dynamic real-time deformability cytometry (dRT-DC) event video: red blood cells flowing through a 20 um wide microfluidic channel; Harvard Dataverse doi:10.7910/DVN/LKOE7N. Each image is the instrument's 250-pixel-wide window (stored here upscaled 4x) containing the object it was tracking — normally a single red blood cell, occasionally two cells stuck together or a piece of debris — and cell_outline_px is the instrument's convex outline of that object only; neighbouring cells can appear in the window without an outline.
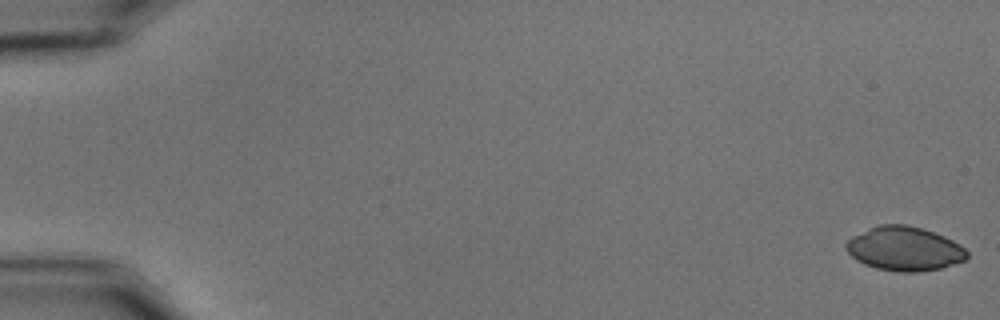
{"species": "common noctule bat (a hibernating species)", "species_latin": "Nyctalus noctula", "temperature_condition": "cold", "stored_images_in_passage": 58, "camera_frame_rate_fps": 3000, "um_per_image_px": 0.085, "animal": {"sex": "male", "body_mass_g": 15.6}, "frame": {"image": 1, "passage_image": 1, "time_ms": 0.0, "image_size_px": [1000, 320], "cell_outline_px": [[968, 256], [964, 260], [940, 268], [916, 272], [896, 272], [876, 268], [864, 264], [856, 260], [844, 248], [844, 244], [852, 236], [868, 228], [880, 224], [904, 224], [924, 228], [944, 236], [960, 244], [968, 252]], "centroid_in_image_um": [76.85, 21.13], "position_along_channel_um": 8.2, "area_um2": 31.21}}
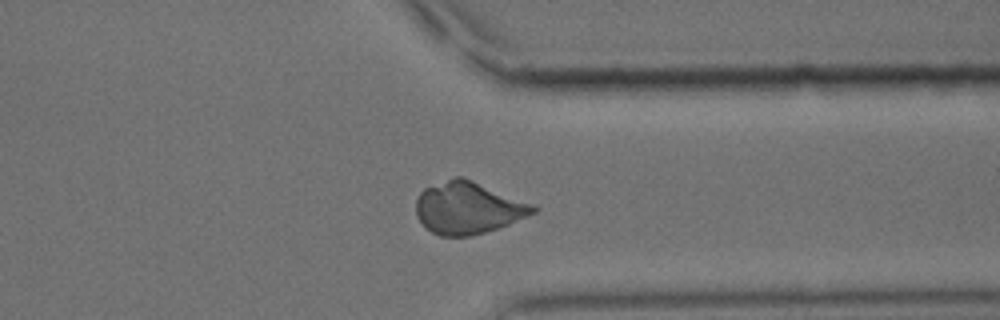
{"frame": {"image": 2, "passage_image": 46, "time_ms": 15.0, "image_size_px": [1000, 320], "cell_outline_px": [[540, 208], [536, 212], [528, 216], [508, 224], [484, 232], [468, 236], [440, 236], [432, 232], [420, 220], [416, 212], [416, 200], [420, 192], [424, 188], [452, 176], [460, 176], [472, 180], [532, 204]], "centroid_in_image_um": [39.77, 17.65], "position_along_channel_um": 371.6, "area_um2": 35.2}}
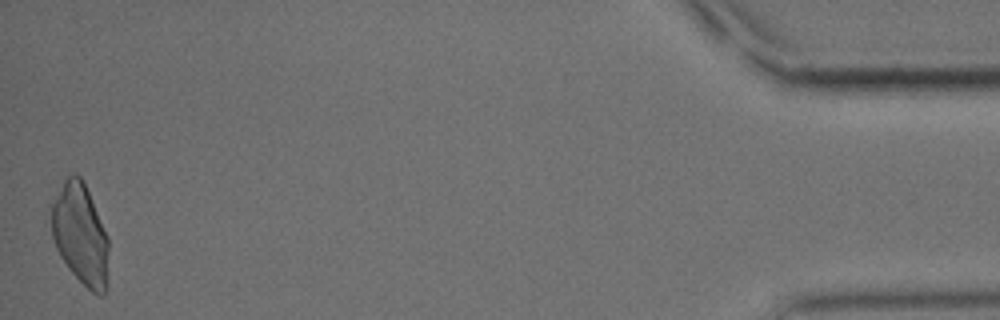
{"frame": {"image": 3, "passage_image": 58, "time_ms": 19.0, "image_size_px": [1000, 320], "cell_outline_px": [[108, 284], [104, 296], [96, 296], [68, 268], [60, 256], [56, 248], [52, 236], [48, 208], [64, 180], [72, 172], [80, 176], [88, 192], [108, 236]], "centroid_in_image_um": [6.81, 19.93], "position_along_channel_um": 428.4, "area_um2": 34.16}}